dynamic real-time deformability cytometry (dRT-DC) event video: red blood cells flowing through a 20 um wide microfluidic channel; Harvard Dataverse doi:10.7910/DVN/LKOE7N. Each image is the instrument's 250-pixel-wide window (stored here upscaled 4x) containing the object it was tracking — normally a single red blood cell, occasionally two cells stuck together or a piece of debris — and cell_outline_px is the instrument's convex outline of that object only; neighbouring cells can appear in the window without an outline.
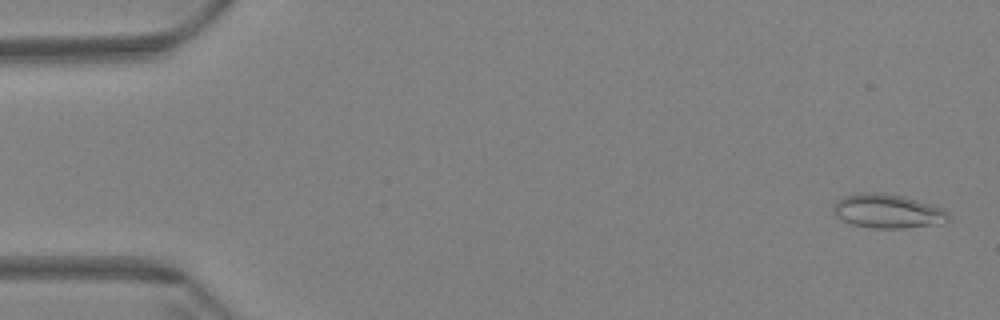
{"species": "Egyptian fruit bat (a non-hibernating species)", "species_latin": "Rousettus aegyptiacus", "temperature_condition": "warm", "stored_images_in_passage": 59, "camera_frame_rate_fps": 3000, "um_per_image_px": 0.085, "animal": {"sex": "female"}, "frame": {"image": 1, "passage_image": 2, "time_ms": 0.333, "image_size_px": [1000, 320], "cell_outline_px": [[948, 220], [928, 224], [904, 228], [872, 228], [852, 224], [844, 220], [836, 212], [832, 204], [844, 196], [860, 192], [880, 192], [900, 196], [916, 200], [940, 208], [948, 212]], "centroid_in_image_um": [75.39, 17.93], "position_along_channel_um": 9.6, "area_um2": 22.02}}
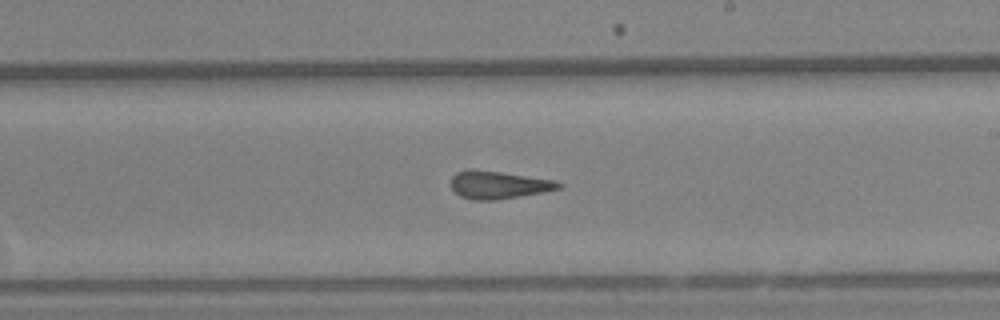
{"frame": {"image": 2, "passage_image": 35, "time_ms": 11.333, "image_size_px": [1000, 320], "cell_outline_px": [[564, 184], [560, 188], [544, 192], [496, 200], [472, 200], [460, 196], [448, 184], [452, 176], [456, 172], [500, 172], [556, 180]], "centroid_in_image_um": [42.41, 15.75], "position_along_channel_um": 246.6, "area_um2": 16.99}}
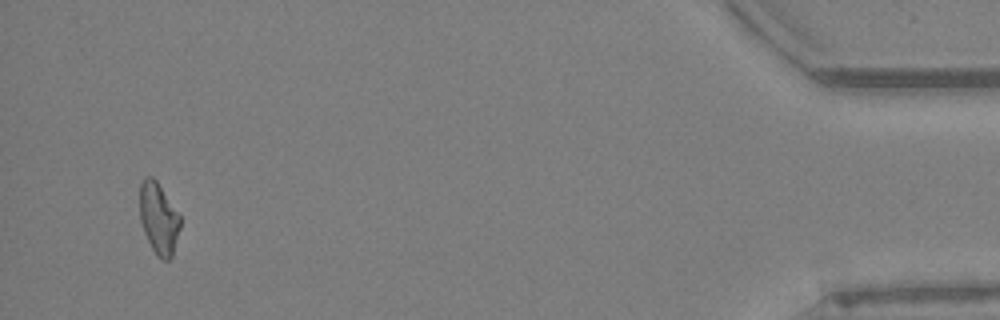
{"frame": {"image": 3, "passage_image": 57, "time_ms": 18.667, "image_size_px": [1000, 320], "cell_outline_px": [[180, 228], [172, 256], [168, 260], [160, 260], [156, 256], [144, 232], [140, 220], [140, 184], [144, 176], [152, 176], [156, 180], [180, 216]], "centroid_in_image_um": [13.47, 18.58], "position_along_channel_um": 421.7, "area_um2": 16.76}, "authors_computed_cell_mechanics": {"area_um2": 17.7446, "velocity_mm_per_s": 3.4705, "shape_relaxation_time_tau1_ms": null, "shape_relaxation_time_tau2_ms": 1.9943, "deformation_change_tau1": null, "deformation_change_tau2": 0.1099}}